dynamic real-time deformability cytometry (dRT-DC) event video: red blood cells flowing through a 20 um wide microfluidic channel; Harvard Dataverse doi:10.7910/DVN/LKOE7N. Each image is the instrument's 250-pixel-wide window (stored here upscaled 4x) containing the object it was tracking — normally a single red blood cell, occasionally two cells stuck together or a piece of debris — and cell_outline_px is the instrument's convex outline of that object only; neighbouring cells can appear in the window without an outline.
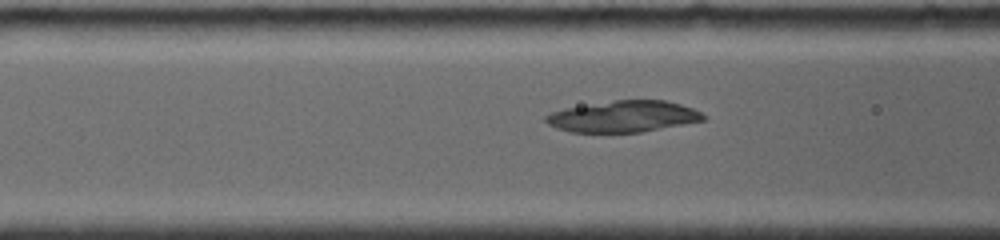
{"species": "common noctule bat (a hibernating species)", "species_latin": "Nyctalus noctula", "temperature_condition": "room temperature", "stored_images_in_passage": 6, "segment_of_instrument_passage": [2, 2], "camera_frame_rate_fps": 4000, "um_per_image_px": 0.085, "animal": {"sex": "female", "body_mass_g": 19.0, "forearm_length_mm": 56.7}, "frame": {"image": 1, "passage_image": 6, "time_ms": 4.5, "image_size_px": [1000, 240], "cell_outline_px": [[708, 116], [704, 120], [684, 124], [640, 132], [572, 132], [556, 128], [548, 124], [544, 120], [544, 116], [552, 112], [564, 108], [616, 100], [664, 100], [680, 104], [692, 108]], "centroid_in_image_um": [52.97, 9.9], "position_along_channel_um": 113.6, "area_um2": 28.61}}